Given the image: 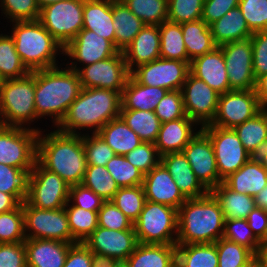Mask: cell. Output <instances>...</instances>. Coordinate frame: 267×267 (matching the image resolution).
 I'll use <instances>...</instances> for the list:
<instances>
[{
    "instance_id": "6da1fadb",
    "label": "cell",
    "mask_w": 267,
    "mask_h": 267,
    "mask_svg": "<svg viewBox=\"0 0 267 267\" xmlns=\"http://www.w3.org/2000/svg\"><path fill=\"white\" fill-rule=\"evenodd\" d=\"M43 129L37 138L36 161L70 186L81 184L87 168L83 135Z\"/></svg>"
},
{
    "instance_id": "7a4b0ae2",
    "label": "cell",
    "mask_w": 267,
    "mask_h": 267,
    "mask_svg": "<svg viewBox=\"0 0 267 267\" xmlns=\"http://www.w3.org/2000/svg\"><path fill=\"white\" fill-rule=\"evenodd\" d=\"M65 66V67H63ZM82 90L77 71L65 64L35 71L37 121L50 120L55 128ZM49 117V118H48Z\"/></svg>"
},
{
    "instance_id": "3957f363",
    "label": "cell",
    "mask_w": 267,
    "mask_h": 267,
    "mask_svg": "<svg viewBox=\"0 0 267 267\" xmlns=\"http://www.w3.org/2000/svg\"><path fill=\"white\" fill-rule=\"evenodd\" d=\"M121 106V94L117 91L82 88L55 128L68 134L97 133L109 121L120 116Z\"/></svg>"
},
{
    "instance_id": "277c9868",
    "label": "cell",
    "mask_w": 267,
    "mask_h": 267,
    "mask_svg": "<svg viewBox=\"0 0 267 267\" xmlns=\"http://www.w3.org/2000/svg\"><path fill=\"white\" fill-rule=\"evenodd\" d=\"M224 220L220 205L210 192L187 199L178 209L176 245L217 242L223 236Z\"/></svg>"
},
{
    "instance_id": "5b68a950",
    "label": "cell",
    "mask_w": 267,
    "mask_h": 267,
    "mask_svg": "<svg viewBox=\"0 0 267 267\" xmlns=\"http://www.w3.org/2000/svg\"><path fill=\"white\" fill-rule=\"evenodd\" d=\"M9 26H11L9 34L14 39L15 49L30 72L63 64L59 63V58L63 56V46L39 20L17 21L10 23Z\"/></svg>"
},
{
    "instance_id": "8992f818",
    "label": "cell",
    "mask_w": 267,
    "mask_h": 267,
    "mask_svg": "<svg viewBox=\"0 0 267 267\" xmlns=\"http://www.w3.org/2000/svg\"><path fill=\"white\" fill-rule=\"evenodd\" d=\"M36 122L35 71L22 78L4 80L0 87V124L40 132Z\"/></svg>"
},
{
    "instance_id": "52a82bcc",
    "label": "cell",
    "mask_w": 267,
    "mask_h": 267,
    "mask_svg": "<svg viewBox=\"0 0 267 267\" xmlns=\"http://www.w3.org/2000/svg\"><path fill=\"white\" fill-rule=\"evenodd\" d=\"M141 244H176L178 209L146 200L139 218L133 223Z\"/></svg>"
},
{
    "instance_id": "ba28073f",
    "label": "cell",
    "mask_w": 267,
    "mask_h": 267,
    "mask_svg": "<svg viewBox=\"0 0 267 267\" xmlns=\"http://www.w3.org/2000/svg\"><path fill=\"white\" fill-rule=\"evenodd\" d=\"M84 0H63L40 9L39 21L63 46L83 29Z\"/></svg>"
},
{
    "instance_id": "9c48e42d",
    "label": "cell",
    "mask_w": 267,
    "mask_h": 267,
    "mask_svg": "<svg viewBox=\"0 0 267 267\" xmlns=\"http://www.w3.org/2000/svg\"><path fill=\"white\" fill-rule=\"evenodd\" d=\"M24 233L26 239H50L78 243L71 234L65 207L49 210L32 207L23 202Z\"/></svg>"
},
{
    "instance_id": "30bf717a",
    "label": "cell",
    "mask_w": 267,
    "mask_h": 267,
    "mask_svg": "<svg viewBox=\"0 0 267 267\" xmlns=\"http://www.w3.org/2000/svg\"><path fill=\"white\" fill-rule=\"evenodd\" d=\"M39 132L0 125V163L19 169H33Z\"/></svg>"
},
{
    "instance_id": "8fae6325",
    "label": "cell",
    "mask_w": 267,
    "mask_h": 267,
    "mask_svg": "<svg viewBox=\"0 0 267 267\" xmlns=\"http://www.w3.org/2000/svg\"><path fill=\"white\" fill-rule=\"evenodd\" d=\"M70 185L58 174L42 167L37 161L29 179L26 201L35 208L55 210L65 207Z\"/></svg>"
},
{
    "instance_id": "7c38bea8",
    "label": "cell",
    "mask_w": 267,
    "mask_h": 267,
    "mask_svg": "<svg viewBox=\"0 0 267 267\" xmlns=\"http://www.w3.org/2000/svg\"><path fill=\"white\" fill-rule=\"evenodd\" d=\"M201 129L212 142L219 177L224 180L239 170L252 156L245 150L232 128L203 126Z\"/></svg>"
},
{
    "instance_id": "4fadbf2b",
    "label": "cell",
    "mask_w": 267,
    "mask_h": 267,
    "mask_svg": "<svg viewBox=\"0 0 267 267\" xmlns=\"http://www.w3.org/2000/svg\"><path fill=\"white\" fill-rule=\"evenodd\" d=\"M119 50L115 45L93 31L82 29L63 50L61 62L74 71L100 60L116 55ZM68 58V59H66ZM70 60V62H69ZM72 60V61H71Z\"/></svg>"
},
{
    "instance_id": "5bb4252c",
    "label": "cell",
    "mask_w": 267,
    "mask_h": 267,
    "mask_svg": "<svg viewBox=\"0 0 267 267\" xmlns=\"http://www.w3.org/2000/svg\"><path fill=\"white\" fill-rule=\"evenodd\" d=\"M189 73V62L160 57L150 63L138 66L130 75L145 86L174 91L182 89Z\"/></svg>"
},
{
    "instance_id": "9a60e30c",
    "label": "cell",
    "mask_w": 267,
    "mask_h": 267,
    "mask_svg": "<svg viewBox=\"0 0 267 267\" xmlns=\"http://www.w3.org/2000/svg\"><path fill=\"white\" fill-rule=\"evenodd\" d=\"M82 88L110 89L122 95L130 76L122 52L81 67L78 71Z\"/></svg>"
},
{
    "instance_id": "2e32d148",
    "label": "cell",
    "mask_w": 267,
    "mask_h": 267,
    "mask_svg": "<svg viewBox=\"0 0 267 267\" xmlns=\"http://www.w3.org/2000/svg\"><path fill=\"white\" fill-rule=\"evenodd\" d=\"M261 110L254 89L231 90L220 94L214 120L206 126L234 128Z\"/></svg>"
},
{
    "instance_id": "e0dca14e",
    "label": "cell",
    "mask_w": 267,
    "mask_h": 267,
    "mask_svg": "<svg viewBox=\"0 0 267 267\" xmlns=\"http://www.w3.org/2000/svg\"><path fill=\"white\" fill-rule=\"evenodd\" d=\"M226 64L229 86L232 90H251L256 79L253 72L251 38L228 42L221 46Z\"/></svg>"
},
{
    "instance_id": "ac0fdd59",
    "label": "cell",
    "mask_w": 267,
    "mask_h": 267,
    "mask_svg": "<svg viewBox=\"0 0 267 267\" xmlns=\"http://www.w3.org/2000/svg\"><path fill=\"white\" fill-rule=\"evenodd\" d=\"M181 92L186 115L200 127L211 124L220 94L191 73L188 74Z\"/></svg>"
},
{
    "instance_id": "d6986e66",
    "label": "cell",
    "mask_w": 267,
    "mask_h": 267,
    "mask_svg": "<svg viewBox=\"0 0 267 267\" xmlns=\"http://www.w3.org/2000/svg\"><path fill=\"white\" fill-rule=\"evenodd\" d=\"M182 152L195 176L209 192L223 182L219 177L212 142L202 129H199Z\"/></svg>"
},
{
    "instance_id": "ffe728a7",
    "label": "cell",
    "mask_w": 267,
    "mask_h": 267,
    "mask_svg": "<svg viewBox=\"0 0 267 267\" xmlns=\"http://www.w3.org/2000/svg\"><path fill=\"white\" fill-rule=\"evenodd\" d=\"M92 252L114 257L124 263L138 241L134 226L130 230H110L98 226L83 242Z\"/></svg>"
},
{
    "instance_id": "44dd1931",
    "label": "cell",
    "mask_w": 267,
    "mask_h": 267,
    "mask_svg": "<svg viewBox=\"0 0 267 267\" xmlns=\"http://www.w3.org/2000/svg\"><path fill=\"white\" fill-rule=\"evenodd\" d=\"M143 188L146 200L179 209L187 200L180 192L173 177L160 163L144 175Z\"/></svg>"
},
{
    "instance_id": "7402d4cb",
    "label": "cell",
    "mask_w": 267,
    "mask_h": 267,
    "mask_svg": "<svg viewBox=\"0 0 267 267\" xmlns=\"http://www.w3.org/2000/svg\"><path fill=\"white\" fill-rule=\"evenodd\" d=\"M190 73L203 80L219 94L232 90L229 86L224 55L219 46L213 51L192 60L190 62Z\"/></svg>"
},
{
    "instance_id": "603a6c76",
    "label": "cell",
    "mask_w": 267,
    "mask_h": 267,
    "mask_svg": "<svg viewBox=\"0 0 267 267\" xmlns=\"http://www.w3.org/2000/svg\"><path fill=\"white\" fill-rule=\"evenodd\" d=\"M128 71L160 58L159 25H144L133 41L122 51Z\"/></svg>"
},
{
    "instance_id": "cb8c5ba5",
    "label": "cell",
    "mask_w": 267,
    "mask_h": 267,
    "mask_svg": "<svg viewBox=\"0 0 267 267\" xmlns=\"http://www.w3.org/2000/svg\"><path fill=\"white\" fill-rule=\"evenodd\" d=\"M173 177L180 192L186 199L200 198L209 193L195 176L183 152L167 153L160 162Z\"/></svg>"
},
{
    "instance_id": "d4e9b609",
    "label": "cell",
    "mask_w": 267,
    "mask_h": 267,
    "mask_svg": "<svg viewBox=\"0 0 267 267\" xmlns=\"http://www.w3.org/2000/svg\"><path fill=\"white\" fill-rule=\"evenodd\" d=\"M201 127L188 116L161 123L155 146L162 156L167 153L182 152L184 147L198 133Z\"/></svg>"
},
{
    "instance_id": "484cf974",
    "label": "cell",
    "mask_w": 267,
    "mask_h": 267,
    "mask_svg": "<svg viewBox=\"0 0 267 267\" xmlns=\"http://www.w3.org/2000/svg\"><path fill=\"white\" fill-rule=\"evenodd\" d=\"M27 267H63L72 243L50 239H26Z\"/></svg>"
},
{
    "instance_id": "4316f807",
    "label": "cell",
    "mask_w": 267,
    "mask_h": 267,
    "mask_svg": "<svg viewBox=\"0 0 267 267\" xmlns=\"http://www.w3.org/2000/svg\"><path fill=\"white\" fill-rule=\"evenodd\" d=\"M223 183L234 192L255 197L267 186V170L256 157H251L239 170L225 178Z\"/></svg>"
},
{
    "instance_id": "83f0119b",
    "label": "cell",
    "mask_w": 267,
    "mask_h": 267,
    "mask_svg": "<svg viewBox=\"0 0 267 267\" xmlns=\"http://www.w3.org/2000/svg\"><path fill=\"white\" fill-rule=\"evenodd\" d=\"M177 245L138 243L123 263L126 267H176Z\"/></svg>"
},
{
    "instance_id": "f1b7e54d",
    "label": "cell",
    "mask_w": 267,
    "mask_h": 267,
    "mask_svg": "<svg viewBox=\"0 0 267 267\" xmlns=\"http://www.w3.org/2000/svg\"><path fill=\"white\" fill-rule=\"evenodd\" d=\"M83 29L93 31L115 45L112 0H84Z\"/></svg>"
},
{
    "instance_id": "f546056e",
    "label": "cell",
    "mask_w": 267,
    "mask_h": 267,
    "mask_svg": "<svg viewBox=\"0 0 267 267\" xmlns=\"http://www.w3.org/2000/svg\"><path fill=\"white\" fill-rule=\"evenodd\" d=\"M167 92L161 87L140 84L130 75L121 95V109L154 111Z\"/></svg>"
},
{
    "instance_id": "4dcf8cb0",
    "label": "cell",
    "mask_w": 267,
    "mask_h": 267,
    "mask_svg": "<svg viewBox=\"0 0 267 267\" xmlns=\"http://www.w3.org/2000/svg\"><path fill=\"white\" fill-rule=\"evenodd\" d=\"M217 46L250 38V31L239 7L229 10L223 17L209 25Z\"/></svg>"
},
{
    "instance_id": "1f68e13d",
    "label": "cell",
    "mask_w": 267,
    "mask_h": 267,
    "mask_svg": "<svg viewBox=\"0 0 267 267\" xmlns=\"http://www.w3.org/2000/svg\"><path fill=\"white\" fill-rule=\"evenodd\" d=\"M113 28L115 30V47L122 52L144 27L121 0H112Z\"/></svg>"
},
{
    "instance_id": "d6a6232c",
    "label": "cell",
    "mask_w": 267,
    "mask_h": 267,
    "mask_svg": "<svg viewBox=\"0 0 267 267\" xmlns=\"http://www.w3.org/2000/svg\"><path fill=\"white\" fill-rule=\"evenodd\" d=\"M116 155L125 156L143 141L119 116L97 132Z\"/></svg>"
},
{
    "instance_id": "836d02e7",
    "label": "cell",
    "mask_w": 267,
    "mask_h": 267,
    "mask_svg": "<svg viewBox=\"0 0 267 267\" xmlns=\"http://www.w3.org/2000/svg\"><path fill=\"white\" fill-rule=\"evenodd\" d=\"M210 193L218 201L224 219H246L256 206L254 197L234 192L223 182L213 188Z\"/></svg>"
},
{
    "instance_id": "e575fe53",
    "label": "cell",
    "mask_w": 267,
    "mask_h": 267,
    "mask_svg": "<svg viewBox=\"0 0 267 267\" xmlns=\"http://www.w3.org/2000/svg\"><path fill=\"white\" fill-rule=\"evenodd\" d=\"M233 129L245 150L256 157L267 144V113L261 109L255 116Z\"/></svg>"
},
{
    "instance_id": "d590c367",
    "label": "cell",
    "mask_w": 267,
    "mask_h": 267,
    "mask_svg": "<svg viewBox=\"0 0 267 267\" xmlns=\"http://www.w3.org/2000/svg\"><path fill=\"white\" fill-rule=\"evenodd\" d=\"M181 27L189 63L217 47L209 25L202 19L183 23Z\"/></svg>"
},
{
    "instance_id": "8d00e7d4",
    "label": "cell",
    "mask_w": 267,
    "mask_h": 267,
    "mask_svg": "<svg viewBox=\"0 0 267 267\" xmlns=\"http://www.w3.org/2000/svg\"><path fill=\"white\" fill-rule=\"evenodd\" d=\"M176 267H218L216 244L177 245Z\"/></svg>"
},
{
    "instance_id": "74e56055",
    "label": "cell",
    "mask_w": 267,
    "mask_h": 267,
    "mask_svg": "<svg viewBox=\"0 0 267 267\" xmlns=\"http://www.w3.org/2000/svg\"><path fill=\"white\" fill-rule=\"evenodd\" d=\"M120 117L143 142L157 141L161 121L154 111L121 109Z\"/></svg>"
},
{
    "instance_id": "f35d334b",
    "label": "cell",
    "mask_w": 267,
    "mask_h": 267,
    "mask_svg": "<svg viewBox=\"0 0 267 267\" xmlns=\"http://www.w3.org/2000/svg\"><path fill=\"white\" fill-rule=\"evenodd\" d=\"M159 30L160 57L189 62L181 24L165 21L159 25Z\"/></svg>"
},
{
    "instance_id": "ab89813d",
    "label": "cell",
    "mask_w": 267,
    "mask_h": 267,
    "mask_svg": "<svg viewBox=\"0 0 267 267\" xmlns=\"http://www.w3.org/2000/svg\"><path fill=\"white\" fill-rule=\"evenodd\" d=\"M0 75L4 80L25 77L30 71L18 55L13 37L0 31Z\"/></svg>"
},
{
    "instance_id": "60d3db41",
    "label": "cell",
    "mask_w": 267,
    "mask_h": 267,
    "mask_svg": "<svg viewBox=\"0 0 267 267\" xmlns=\"http://www.w3.org/2000/svg\"><path fill=\"white\" fill-rule=\"evenodd\" d=\"M32 169H19L0 163V191L12 194L20 203L29 193V179Z\"/></svg>"
},
{
    "instance_id": "b9f144b4",
    "label": "cell",
    "mask_w": 267,
    "mask_h": 267,
    "mask_svg": "<svg viewBox=\"0 0 267 267\" xmlns=\"http://www.w3.org/2000/svg\"><path fill=\"white\" fill-rule=\"evenodd\" d=\"M72 237L83 243L84 240L98 227V211H89L73 206L69 202L65 205Z\"/></svg>"
},
{
    "instance_id": "7bdbcfd3",
    "label": "cell",
    "mask_w": 267,
    "mask_h": 267,
    "mask_svg": "<svg viewBox=\"0 0 267 267\" xmlns=\"http://www.w3.org/2000/svg\"><path fill=\"white\" fill-rule=\"evenodd\" d=\"M145 25H161L167 21L168 0H121Z\"/></svg>"
},
{
    "instance_id": "ee69618b",
    "label": "cell",
    "mask_w": 267,
    "mask_h": 267,
    "mask_svg": "<svg viewBox=\"0 0 267 267\" xmlns=\"http://www.w3.org/2000/svg\"><path fill=\"white\" fill-rule=\"evenodd\" d=\"M81 184L91 189L105 201L112 200L119 189L106 167L99 165H87Z\"/></svg>"
},
{
    "instance_id": "f6af8a7d",
    "label": "cell",
    "mask_w": 267,
    "mask_h": 267,
    "mask_svg": "<svg viewBox=\"0 0 267 267\" xmlns=\"http://www.w3.org/2000/svg\"><path fill=\"white\" fill-rule=\"evenodd\" d=\"M218 252V267H247L255 260L248 248L221 237L215 242Z\"/></svg>"
},
{
    "instance_id": "bcb514c9",
    "label": "cell",
    "mask_w": 267,
    "mask_h": 267,
    "mask_svg": "<svg viewBox=\"0 0 267 267\" xmlns=\"http://www.w3.org/2000/svg\"><path fill=\"white\" fill-rule=\"evenodd\" d=\"M112 202L134 223L146 202L143 185L119 187Z\"/></svg>"
},
{
    "instance_id": "7dc6e473",
    "label": "cell",
    "mask_w": 267,
    "mask_h": 267,
    "mask_svg": "<svg viewBox=\"0 0 267 267\" xmlns=\"http://www.w3.org/2000/svg\"><path fill=\"white\" fill-rule=\"evenodd\" d=\"M105 167L119 187L143 185L144 174L125 156L115 155L106 163Z\"/></svg>"
},
{
    "instance_id": "c3c4849f",
    "label": "cell",
    "mask_w": 267,
    "mask_h": 267,
    "mask_svg": "<svg viewBox=\"0 0 267 267\" xmlns=\"http://www.w3.org/2000/svg\"><path fill=\"white\" fill-rule=\"evenodd\" d=\"M26 240L23 203L16 209L0 213V243H19Z\"/></svg>"
},
{
    "instance_id": "681fc988",
    "label": "cell",
    "mask_w": 267,
    "mask_h": 267,
    "mask_svg": "<svg viewBox=\"0 0 267 267\" xmlns=\"http://www.w3.org/2000/svg\"><path fill=\"white\" fill-rule=\"evenodd\" d=\"M222 237L250 249L254 254L262 244L246 219H225Z\"/></svg>"
},
{
    "instance_id": "f907efd6",
    "label": "cell",
    "mask_w": 267,
    "mask_h": 267,
    "mask_svg": "<svg viewBox=\"0 0 267 267\" xmlns=\"http://www.w3.org/2000/svg\"><path fill=\"white\" fill-rule=\"evenodd\" d=\"M0 10L8 23L38 20L40 15L36 0H0Z\"/></svg>"
},
{
    "instance_id": "816d5d0a",
    "label": "cell",
    "mask_w": 267,
    "mask_h": 267,
    "mask_svg": "<svg viewBox=\"0 0 267 267\" xmlns=\"http://www.w3.org/2000/svg\"><path fill=\"white\" fill-rule=\"evenodd\" d=\"M204 0H168L167 21L187 23L202 18Z\"/></svg>"
},
{
    "instance_id": "f5cc1de1",
    "label": "cell",
    "mask_w": 267,
    "mask_h": 267,
    "mask_svg": "<svg viewBox=\"0 0 267 267\" xmlns=\"http://www.w3.org/2000/svg\"><path fill=\"white\" fill-rule=\"evenodd\" d=\"M87 165L106 166L116 154L98 133L83 134Z\"/></svg>"
},
{
    "instance_id": "db71d44e",
    "label": "cell",
    "mask_w": 267,
    "mask_h": 267,
    "mask_svg": "<svg viewBox=\"0 0 267 267\" xmlns=\"http://www.w3.org/2000/svg\"><path fill=\"white\" fill-rule=\"evenodd\" d=\"M238 7L252 33L267 30V0H239Z\"/></svg>"
},
{
    "instance_id": "11a10c76",
    "label": "cell",
    "mask_w": 267,
    "mask_h": 267,
    "mask_svg": "<svg viewBox=\"0 0 267 267\" xmlns=\"http://www.w3.org/2000/svg\"><path fill=\"white\" fill-rule=\"evenodd\" d=\"M125 158L144 175L160 164L161 155L152 142H142L125 155Z\"/></svg>"
},
{
    "instance_id": "9f6ffc18",
    "label": "cell",
    "mask_w": 267,
    "mask_h": 267,
    "mask_svg": "<svg viewBox=\"0 0 267 267\" xmlns=\"http://www.w3.org/2000/svg\"><path fill=\"white\" fill-rule=\"evenodd\" d=\"M154 113L161 123L187 116L181 90L168 91L157 104Z\"/></svg>"
},
{
    "instance_id": "6f0895ef",
    "label": "cell",
    "mask_w": 267,
    "mask_h": 267,
    "mask_svg": "<svg viewBox=\"0 0 267 267\" xmlns=\"http://www.w3.org/2000/svg\"><path fill=\"white\" fill-rule=\"evenodd\" d=\"M98 226L110 230H130L133 222L109 200L104 201L98 211Z\"/></svg>"
},
{
    "instance_id": "680465c9",
    "label": "cell",
    "mask_w": 267,
    "mask_h": 267,
    "mask_svg": "<svg viewBox=\"0 0 267 267\" xmlns=\"http://www.w3.org/2000/svg\"><path fill=\"white\" fill-rule=\"evenodd\" d=\"M104 201L95 192L82 184L70 186L68 202L73 206L89 211H99Z\"/></svg>"
},
{
    "instance_id": "91938a15",
    "label": "cell",
    "mask_w": 267,
    "mask_h": 267,
    "mask_svg": "<svg viewBox=\"0 0 267 267\" xmlns=\"http://www.w3.org/2000/svg\"><path fill=\"white\" fill-rule=\"evenodd\" d=\"M253 52V72L254 77L267 73V30L253 33L250 37Z\"/></svg>"
},
{
    "instance_id": "94428289",
    "label": "cell",
    "mask_w": 267,
    "mask_h": 267,
    "mask_svg": "<svg viewBox=\"0 0 267 267\" xmlns=\"http://www.w3.org/2000/svg\"><path fill=\"white\" fill-rule=\"evenodd\" d=\"M0 267H27L24 242L0 243Z\"/></svg>"
},
{
    "instance_id": "6125c7cd",
    "label": "cell",
    "mask_w": 267,
    "mask_h": 267,
    "mask_svg": "<svg viewBox=\"0 0 267 267\" xmlns=\"http://www.w3.org/2000/svg\"><path fill=\"white\" fill-rule=\"evenodd\" d=\"M239 0H204L202 20L210 25L223 17L229 10L238 7Z\"/></svg>"
},
{
    "instance_id": "be15d7a7",
    "label": "cell",
    "mask_w": 267,
    "mask_h": 267,
    "mask_svg": "<svg viewBox=\"0 0 267 267\" xmlns=\"http://www.w3.org/2000/svg\"><path fill=\"white\" fill-rule=\"evenodd\" d=\"M63 267H92V251L84 243L73 244Z\"/></svg>"
},
{
    "instance_id": "e7e4bbea",
    "label": "cell",
    "mask_w": 267,
    "mask_h": 267,
    "mask_svg": "<svg viewBox=\"0 0 267 267\" xmlns=\"http://www.w3.org/2000/svg\"><path fill=\"white\" fill-rule=\"evenodd\" d=\"M249 227L255 236L262 242L266 243L267 234V210L256 207L248 214L246 218Z\"/></svg>"
},
{
    "instance_id": "03108f58",
    "label": "cell",
    "mask_w": 267,
    "mask_h": 267,
    "mask_svg": "<svg viewBox=\"0 0 267 267\" xmlns=\"http://www.w3.org/2000/svg\"><path fill=\"white\" fill-rule=\"evenodd\" d=\"M255 93L261 109L267 106V73L256 79Z\"/></svg>"
},
{
    "instance_id": "003e7915",
    "label": "cell",
    "mask_w": 267,
    "mask_h": 267,
    "mask_svg": "<svg viewBox=\"0 0 267 267\" xmlns=\"http://www.w3.org/2000/svg\"><path fill=\"white\" fill-rule=\"evenodd\" d=\"M121 264L114 257L92 252V267H118Z\"/></svg>"
},
{
    "instance_id": "a7ac6f4b",
    "label": "cell",
    "mask_w": 267,
    "mask_h": 267,
    "mask_svg": "<svg viewBox=\"0 0 267 267\" xmlns=\"http://www.w3.org/2000/svg\"><path fill=\"white\" fill-rule=\"evenodd\" d=\"M21 203L12 195L0 191V213L16 209Z\"/></svg>"
},
{
    "instance_id": "89a4df30",
    "label": "cell",
    "mask_w": 267,
    "mask_h": 267,
    "mask_svg": "<svg viewBox=\"0 0 267 267\" xmlns=\"http://www.w3.org/2000/svg\"><path fill=\"white\" fill-rule=\"evenodd\" d=\"M261 267H267V243H262L255 253V260Z\"/></svg>"
},
{
    "instance_id": "2644e50d",
    "label": "cell",
    "mask_w": 267,
    "mask_h": 267,
    "mask_svg": "<svg viewBox=\"0 0 267 267\" xmlns=\"http://www.w3.org/2000/svg\"><path fill=\"white\" fill-rule=\"evenodd\" d=\"M255 205L263 210H267V186H265L255 197Z\"/></svg>"
},
{
    "instance_id": "8c879c8a",
    "label": "cell",
    "mask_w": 267,
    "mask_h": 267,
    "mask_svg": "<svg viewBox=\"0 0 267 267\" xmlns=\"http://www.w3.org/2000/svg\"><path fill=\"white\" fill-rule=\"evenodd\" d=\"M256 158L261 162L262 166L267 170V144L261 149Z\"/></svg>"
},
{
    "instance_id": "753ad0ef",
    "label": "cell",
    "mask_w": 267,
    "mask_h": 267,
    "mask_svg": "<svg viewBox=\"0 0 267 267\" xmlns=\"http://www.w3.org/2000/svg\"><path fill=\"white\" fill-rule=\"evenodd\" d=\"M63 0H36L37 5L40 9H42L43 7L47 6V5H51L54 4L56 2H60Z\"/></svg>"
},
{
    "instance_id": "34e18365",
    "label": "cell",
    "mask_w": 267,
    "mask_h": 267,
    "mask_svg": "<svg viewBox=\"0 0 267 267\" xmlns=\"http://www.w3.org/2000/svg\"><path fill=\"white\" fill-rule=\"evenodd\" d=\"M250 267H261L259 264H257L255 261L250 265Z\"/></svg>"
},
{
    "instance_id": "11e5206c",
    "label": "cell",
    "mask_w": 267,
    "mask_h": 267,
    "mask_svg": "<svg viewBox=\"0 0 267 267\" xmlns=\"http://www.w3.org/2000/svg\"><path fill=\"white\" fill-rule=\"evenodd\" d=\"M3 82H4V79H3L2 76L0 75V87H1V85L3 84Z\"/></svg>"
},
{
    "instance_id": "2a66077c",
    "label": "cell",
    "mask_w": 267,
    "mask_h": 267,
    "mask_svg": "<svg viewBox=\"0 0 267 267\" xmlns=\"http://www.w3.org/2000/svg\"><path fill=\"white\" fill-rule=\"evenodd\" d=\"M118 267H126L123 263L121 265H119Z\"/></svg>"
}]
</instances>
